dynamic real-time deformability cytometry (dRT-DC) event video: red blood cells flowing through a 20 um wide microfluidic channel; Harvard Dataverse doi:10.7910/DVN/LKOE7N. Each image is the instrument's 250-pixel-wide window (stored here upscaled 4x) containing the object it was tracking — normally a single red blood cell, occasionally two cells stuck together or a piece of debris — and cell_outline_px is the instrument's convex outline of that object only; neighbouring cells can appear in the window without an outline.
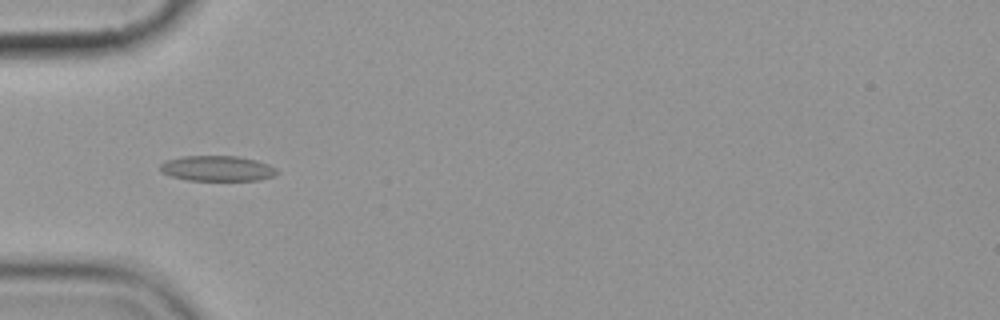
{"species": "common noctule bat (a hibernating species)", "species_latin": "Nyctalus noctula", "temperature_condition": "cold", "stored_images_in_passage": 7, "camera_frame_rate_fps": 3000, "um_per_image_px": 0.085, "animal": {"sex": "female", "body_mass_g": 19.9}, "frame": {"image": 1, "passage_image": 5, "time_ms": 4.667, "image_size_px": [1000, 320], "cell_outline_px": [[280, 172], [272, 176], [256, 180], [188, 180], [172, 176], [160, 172], [160, 164], [164, 160], [184, 156], [240, 156], [256, 160], [268, 164], [276, 168]], "centroid_in_image_um": [18.45, 14.31], "position_along_channel_um": 66.5, "area_um2": 17.28}}
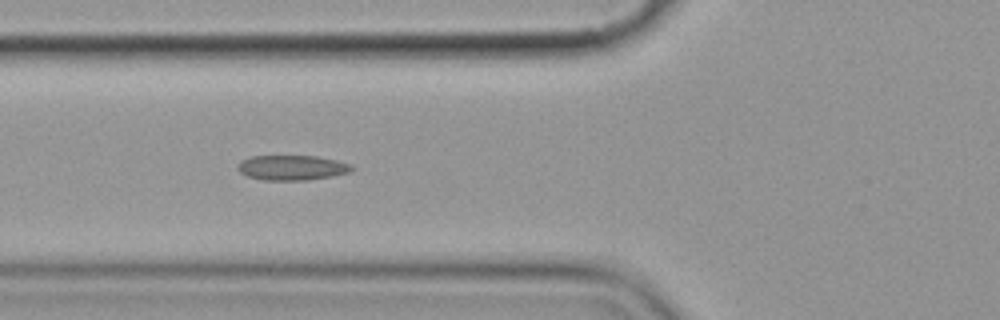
{"frame": {"image": 2, "passage_image": 6, "time_ms": 5.667, "image_size_px": [1000, 320], "cell_outline_px": [[356, 168], [348, 172], [332, 176], [308, 180], [264, 180], [248, 176], [240, 172], [236, 168], [240, 160], [252, 156], [316, 156], [336, 160], [352, 164]], "centroid_in_image_um": [24.82, 14.25], "position_along_channel_um": 101.0, "area_um2": 16.65}}
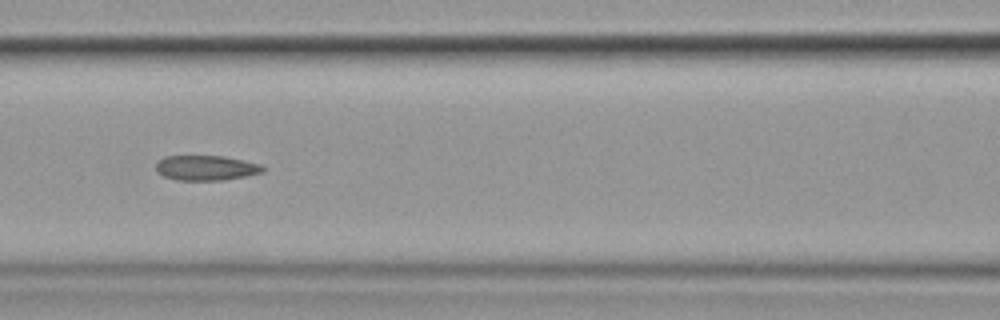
{"frame": {"image": 3, "passage_image": 7, "time_ms": 7.0, "image_size_px": [1000, 320], "cell_outline_px": [[268, 168], [264, 172], [224, 180], [176, 180], [164, 176], [156, 172], [156, 164], [164, 156], [224, 156], [244, 160], [260, 164]], "centroid_in_image_um": [17.54, 14.27], "position_along_channel_um": 149.1, "area_um2": 15.66}}